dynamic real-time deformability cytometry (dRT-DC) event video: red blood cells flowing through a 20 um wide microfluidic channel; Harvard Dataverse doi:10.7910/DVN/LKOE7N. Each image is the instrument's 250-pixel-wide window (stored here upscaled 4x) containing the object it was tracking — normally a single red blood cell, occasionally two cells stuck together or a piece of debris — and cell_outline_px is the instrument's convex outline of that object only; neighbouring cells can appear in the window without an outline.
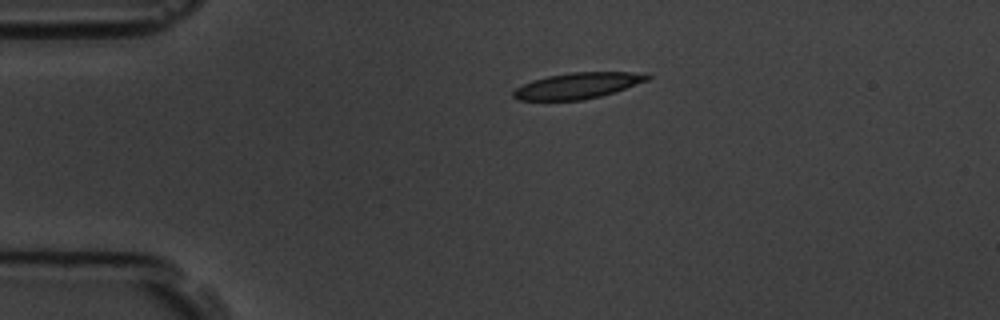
{"species": "common noctule bat (a hibernating species)", "species_latin": "Nyctalus noctula", "temperature_condition": "room temperature", "stored_images_in_passage": 2, "camera_frame_rate_fps": 3000, "um_per_image_px": 0.085, "animal": {"sex": "male", "body_mass_g": 19.5, "forearm_length_mm": 54.6}, "frame": {"image": 1, "passage_image": 1, "time_ms": 0.0, "image_size_px": [1000, 320], "cell_outline_px": [[652, 76], [648, 80], [600, 96], [580, 100], [516, 100], [512, 96], [512, 92], [516, 88], [532, 80], [548, 76], [572, 72], [648, 72]], "centroid_in_image_um": [49.1, 7.27], "position_along_channel_um": 35.9, "area_um2": 20.17}}